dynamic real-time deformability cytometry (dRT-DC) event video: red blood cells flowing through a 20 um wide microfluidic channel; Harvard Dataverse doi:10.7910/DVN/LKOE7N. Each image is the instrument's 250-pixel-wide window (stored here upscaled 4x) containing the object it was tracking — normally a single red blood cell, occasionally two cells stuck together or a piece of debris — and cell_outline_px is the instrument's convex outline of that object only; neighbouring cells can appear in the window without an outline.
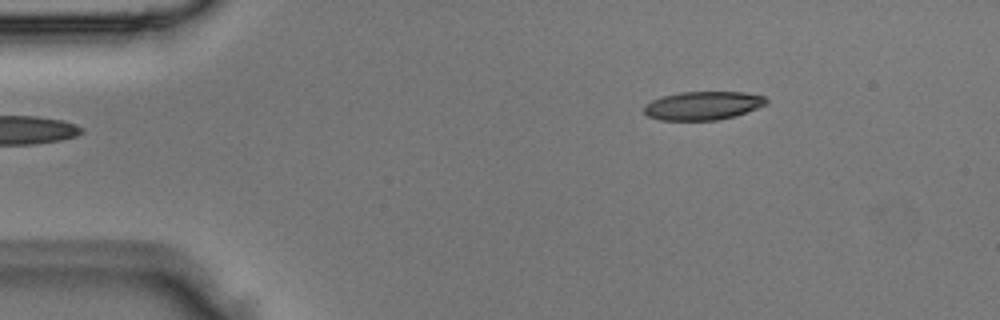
{"species": "Egyptian fruit bat (a non-hibernating species)", "species_latin": "Rousettus aegyptiacus", "temperature_condition": "room temperature", "stored_images_in_passage": 2, "camera_frame_rate_fps": 3000, "um_per_image_px": 0.085, "animal": {"sex": "male"}, "frame": {"image": 1, "passage_image": 2, "time_ms": 0.333, "image_size_px": [1000, 320], "cell_outline_px": [[768, 104], [732, 116], [716, 120], [660, 120], [648, 116], [644, 112], [644, 104], [652, 100], [664, 96], [680, 92], [744, 92], [764, 96], [768, 100]], "centroid_in_image_um": [59.73, 8.97], "position_along_channel_um": 25.3, "area_um2": 20.11}}